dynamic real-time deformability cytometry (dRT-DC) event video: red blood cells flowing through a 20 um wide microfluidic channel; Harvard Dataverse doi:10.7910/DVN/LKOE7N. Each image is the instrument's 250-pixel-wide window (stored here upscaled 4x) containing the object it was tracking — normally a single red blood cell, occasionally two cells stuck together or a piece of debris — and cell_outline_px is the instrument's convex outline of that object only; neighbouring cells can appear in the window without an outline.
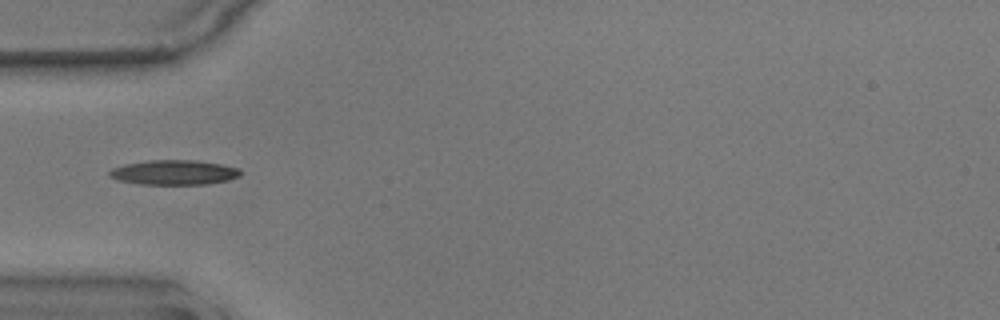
{"species": "common noctule bat (a hibernating species)", "species_latin": "Nyctalus noctula", "temperature_condition": "warm", "stored_images_in_passage": 40, "camera_frame_rate_fps": 3000, "um_per_image_px": 0.085, "animal": {"sex": "male", "body_mass_g": 17.9}, "frame": {"image": 1, "passage_image": 1, "time_ms": 0.0, "image_size_px": [1000, 320], "cell_outline_px": [[240, 176], [228, 180], [208, 184], [140, 184], [116, 180], [108, 176], [108, 172], [112, 168], [124, 164], [152, 160], [196, 160], [220, 164], [240, 168]], "centroid_in_image_um": [14.77, 14.66], "position_along_channel_um": 70.2, "area_um2": 18.96}}
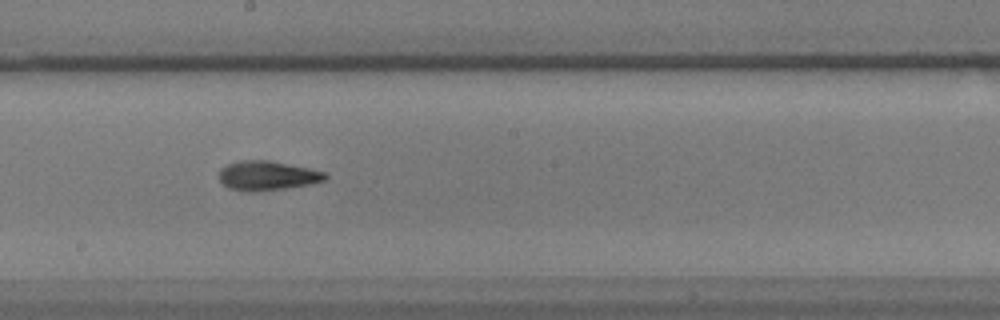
{"frame": {"image": 2, "passage_image": 14, "time_ms": 4.333, "image_size_px": [1000, 320], "cell_outline_px": [[328, 176], [324, 180], [308, 184], [284, 188], [252, 192], [228, 188], [220, 180], [220, 168], [228, 164], [240, 160], [268, 160], [328, 172]], "centroid_in_image_um": [22.72, 14.92], "position_along_channel_um": 225.5, "area_um2": 17.98}}
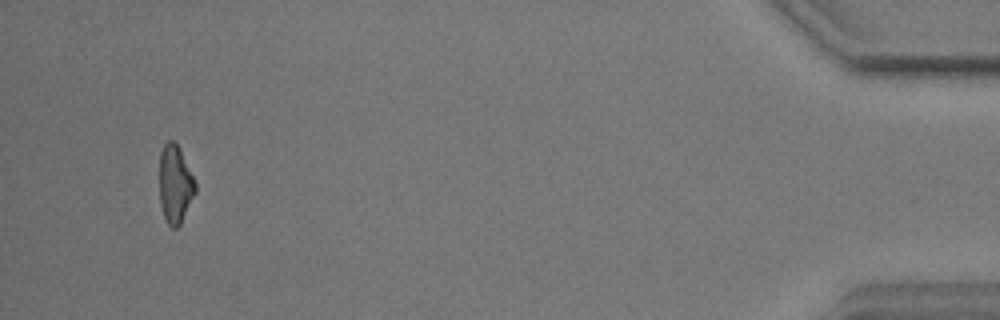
{"frame": {"image": 3, "passage_image": 37, "time_ms": 12.0, "image_size_px": [1000, 320], "cell_outline_px": [[196, 192], [180, 224], [176, 228], [172, 228], [168, 224], [164, 216], [160, 204], [160, 152], [164, 144], [168, 140], [172, 140], [180, 148], [196, 184]], "centroid_in_image_um": [14.88, 15.65], "position_along_channel_um": 420.3, "area_um2": 16.18}, "authors_computed_cell_mechanics": {"area_um2": 17.4267, "velocity_mm_per_s": 3.5577, "shape_relaxation_time_tau1_ms": 3.0342, "shape_relaxation_time_tau2_ms": 3.7213, "deformation_change_tau1": 0.1364, "deformation_change_tau2": 0.1024}}